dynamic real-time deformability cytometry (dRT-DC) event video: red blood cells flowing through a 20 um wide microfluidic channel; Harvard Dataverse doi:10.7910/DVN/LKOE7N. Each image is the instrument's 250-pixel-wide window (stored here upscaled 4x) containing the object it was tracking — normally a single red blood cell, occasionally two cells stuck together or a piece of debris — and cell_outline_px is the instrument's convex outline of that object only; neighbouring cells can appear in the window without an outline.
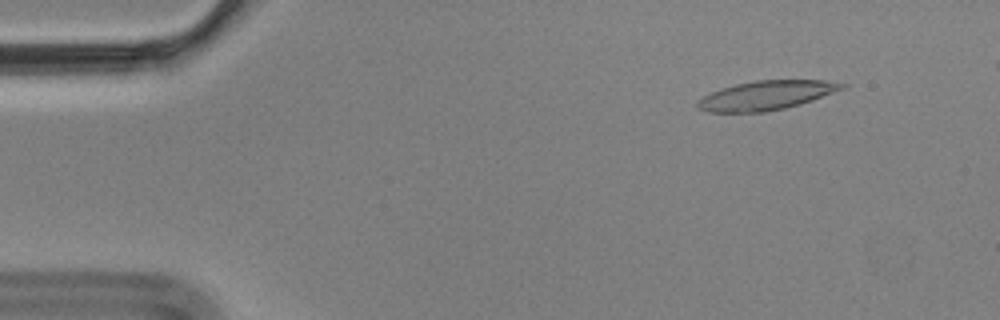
{"species": "Egyptian fruit bat (a non-hibernating species)", "species_latin": "Rousettus aegyptiacus", "temperature_condition": "cold", "stored_images_in_passage": 5, "camera_frame_rate_fps": 3000, "um_per_image_px": 0.085, "animal": {"sex": "male"}, "frame": {"image": 1, "passage_image": 1, "time_ms": 0.0, "image_size_px": [1000, 320], "cell_outline_px": [[848, 84], [844, 88], [812, 100], [800, 104], [784, 108], [764, 112], [708, 112], [696, 108], [696, 100], [720, 88], [736, 84], [756, 80], [824, 80]], "centroid_in_image_um": [65.08, 8.1], "position_along_channel_um": 19.9, "area_um2": 24.45}}